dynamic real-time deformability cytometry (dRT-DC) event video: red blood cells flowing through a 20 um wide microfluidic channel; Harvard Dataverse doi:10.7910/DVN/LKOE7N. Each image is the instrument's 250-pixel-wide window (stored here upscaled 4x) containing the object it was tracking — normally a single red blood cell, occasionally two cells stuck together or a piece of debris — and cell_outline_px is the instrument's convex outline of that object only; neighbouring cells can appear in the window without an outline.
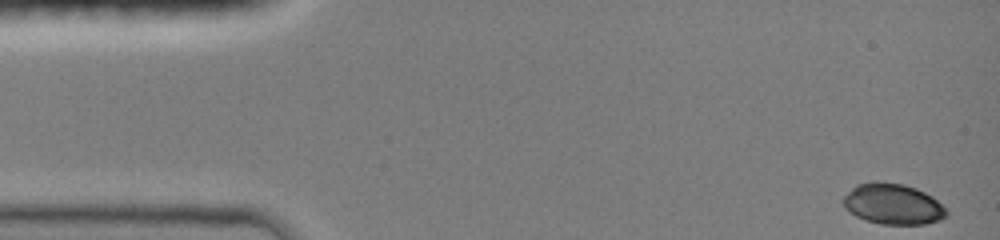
{"species": "common noctule bat (a hibernating species)", "species_latin": "Nyctalus noctula", "temperature_condition": "room temperature", "stored_images_in_passage": 32, "camera_frame_rate_fps": 3000, "um_per_image_px": 0.085, "animal": {"sex": "female", "body_mass_g": 19.0, "forearm_length_mm": 51.5}, "frame": {"image": 1, "passage_image": 1, "time_ms": 0.0, "image_size_px": [1000, 240], "cell_outline_px": [[948, 212], [940, 220], [924, 224], [880, 224], [856, 216], [844, 208], [844, 196], [856, 184], [876, 180], [904, 184], [916, 188], [932, 196]], "centroid_in_image_um": [75.87, 17.32], "position_along_channel_um": 9.1, "area_um2": 24.39}}
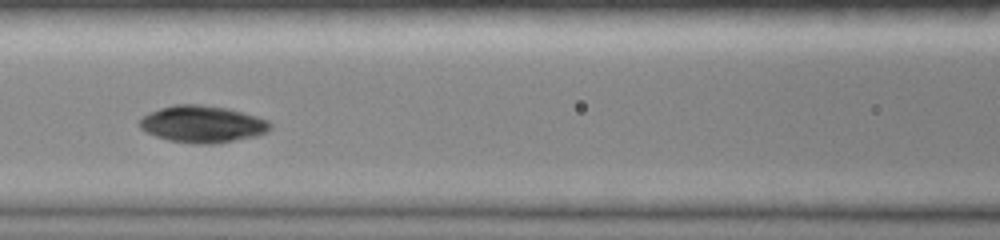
{"frame": {"image": 2, "passage_image": 14, "time_ms": 6.333, "image_size_px": [1000, 240], "cell_outline_px": [[272, 128], [256, 136], [212, 144], [196, 144], [168, 140], [144, 132], [140, 128], [140, 116], [148, 112], [160, 108], [176, 104], [200, 104], [228, 108], [244, 112], [268, 120], [272, 124]], "centroid_in_image_um": [17.18, 10.54], "position_along_channel_um": 149.4, "area_um2": 28.26}}
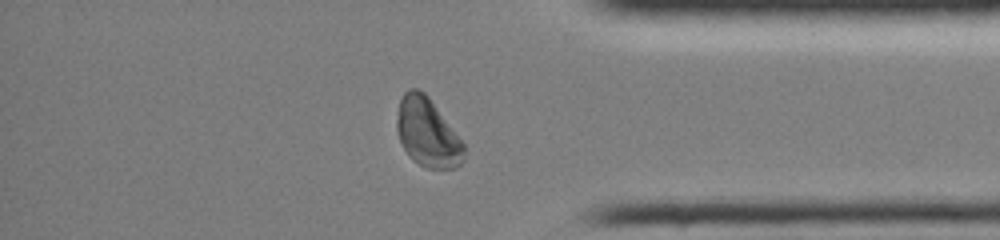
{"frame": {"image": 3, "passage_image": 28, "time_ms": 12.667, "image_size_px": [1000, 240], "cell_outline_px": [[464, 160], [456, 168], [424, 168], [412, 160], [400, 144], [396, 128], [396, 120], [400, 100], [404, 92], [408, 88], [420, 88], [428, 96], [464, 144]], "centroid_in_image_um": [36.3, 11.27], "position_along_channel_um": 398.9, "area_um2": 26.93}, "authors_computed_cell_mechanics": {"area_um2": 26.2701, "velocity_mm_per_s": 4.0217, "shape_relaxation_time_tau1_ms": 6.5079, "shape_relaxation_time_tau2_ms": null, "deformation_change_tau1": 0.2695, "deformation_change_tau2": null}}